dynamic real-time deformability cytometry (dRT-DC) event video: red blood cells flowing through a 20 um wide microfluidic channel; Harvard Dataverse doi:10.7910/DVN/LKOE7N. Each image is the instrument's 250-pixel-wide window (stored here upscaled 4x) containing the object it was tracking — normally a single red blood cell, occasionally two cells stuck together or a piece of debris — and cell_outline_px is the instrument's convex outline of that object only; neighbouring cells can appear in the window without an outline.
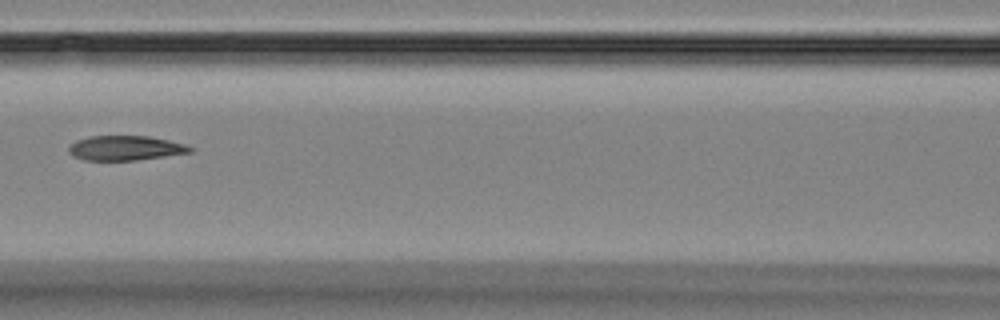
{"species": "Egyptian fruit bat (a non-hibernating species)", "species_latin": "Rousettus aegyptiacus", "temperature_condition": "room temperature", "stored_images_in_passage": 9, "camera_frame_rate_fps": 3000, "um_per_image_px": 0.085, "animal": {"sex": "female"}, "frame": {"image": 1, "passage_image": 3, "time_ms": 2.333, "image_size_px": [1000, 320], "cell_outline_px": [[196, 148], [192, 152], [136, 160], [84, 160], [72, 156], [68, 152], [68, 144], [76, 140], [88, 136], [148, 136], [168, 140], [184, 144]], "centroid_in_image_um": [10.62, 12.58], "position_along_channel_um": 156.0, "area_um2": 17.57}}
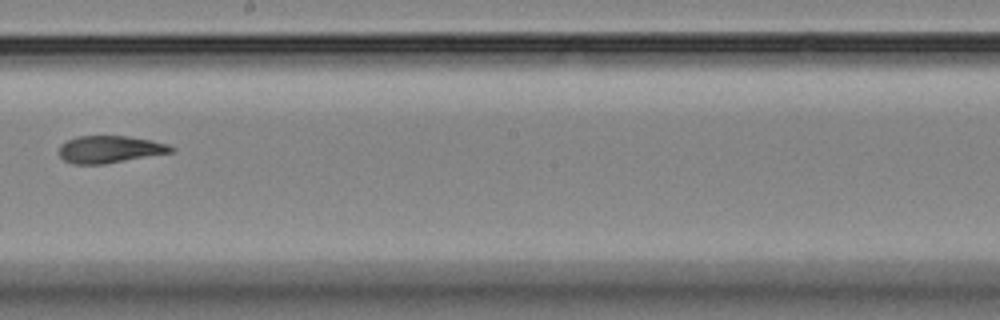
{"frame": {"image": 2, "passage_image": 5, "time_ms": 4.667, "image_size_px": [1000, 320], "cell_outline_px": [[176, 148], [172, 152], [104, 164], [76, 164], [64, 160], [60, 156], [60, 144], [76, 136], [128, 136], [152, 140], [168, 144]], "centroid_in_image_um": [9.35, 12.68], "position_along_channel_um": 238.9, "area_um2": 17.69}}
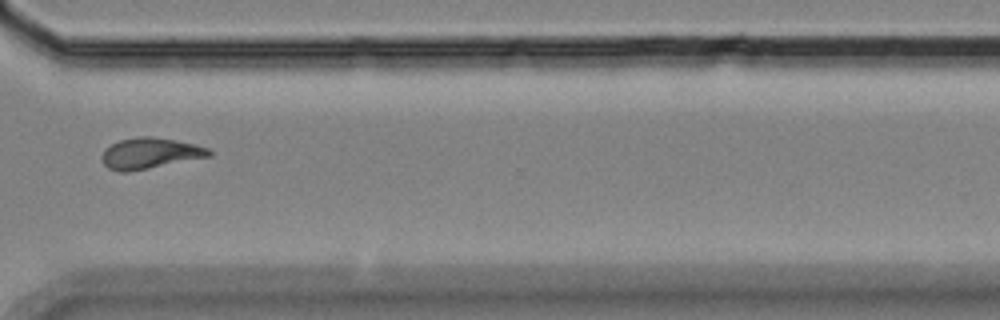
{"frame": {"image": 3, "passage_image": 8, "time_ms": 8.0, "image_size_px": [1000, 320], "cell_outline_px": [[212, 156], [128, 172], [120, 172], [108, 168], [104, 164], [104, 148], [120, 140], [136, 136], [152, 136], [176, 140], [196, 144], [208, 148], [212, 152]], "centroid_in_image_um": [12.78, 13.02], "position_along_channel_um": 357.8, "area_um2": 19.25}}